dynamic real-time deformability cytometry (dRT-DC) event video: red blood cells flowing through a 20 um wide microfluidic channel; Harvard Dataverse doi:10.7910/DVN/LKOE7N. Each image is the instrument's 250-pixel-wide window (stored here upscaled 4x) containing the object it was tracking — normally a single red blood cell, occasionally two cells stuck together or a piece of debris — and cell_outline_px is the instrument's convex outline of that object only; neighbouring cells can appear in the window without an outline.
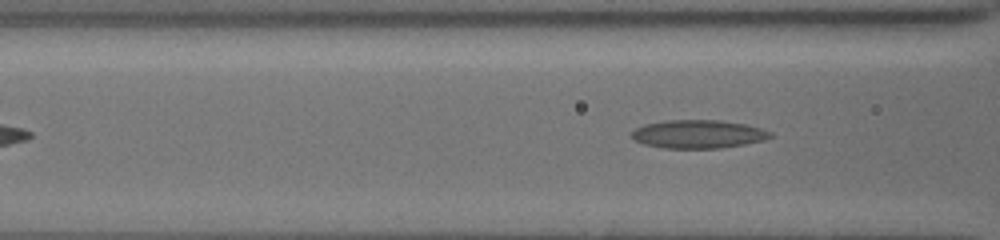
{"species": "common noctule bat (a hibernating species)", "species_latin": "Nyctalus noctula", "temperature_condition": "cold", "stored_images_in_passage": 43, "camera_frame_rate_fps": 3000, "um_per_image_px": 0.085, "animal": {"sex": "female", "body_mass_g": 19.5, "forearm_length_mm": 54.1}, "frame": {"image": 1, "passage_image": 16, "time_ms": 5.0, "image_size_px": [1000, 240], "cell_outline_px": [[772, 136], [764, 140], [744, 144], [720, 148], [664, 148], [644, 144], [636, 140], [632, 136], [632, 132], [636, 128], [644, 124], [664, 120], [716, 120], [744, 124], [772, 132]], "centroid_in_image_um": [59.33, 11.4], "position_along_channel_um": 107.3, "area_um2": 22.66}}
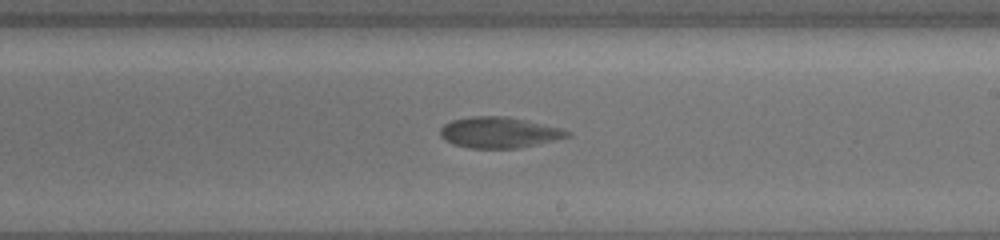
{"frame": {"image": 2, "passage_image": 27, "time_ms": 8.667, "image_size_px": [1000, 240], "cell_outline_px": [[572, 132], [568, 136], [552, 140], [516, 148], [472, 148], [456, 144], [448, 140], [440, 132], [440, 128], [444, 124], [452, 120], [472, 116], [508, 116], [560, 128]], "centroid_in_image_um": [42.42, 11.24], "position_along_channel_um": 246.6, "area_um2": 22.25}}
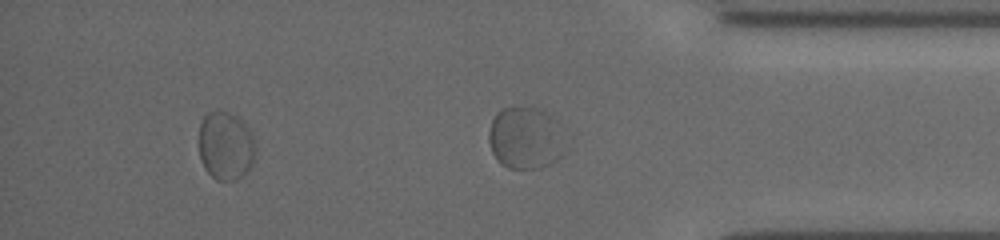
{"frame": {"image": 3, "passage_image": 39, "time_ms": 12.667, "image_size_px": [1000, 240], "cell_outline_px": [[560, 156], [556, 160], [540, 168], [508, 168], [500, 164], [492, 152], [488, 140], [488, 132], [492, 120], [504, 108], [540, 108]], "centroid_in_image_um": [44.36, 11.81], "position_along_channel_um": 390.8, "area_um2": 24.62}}